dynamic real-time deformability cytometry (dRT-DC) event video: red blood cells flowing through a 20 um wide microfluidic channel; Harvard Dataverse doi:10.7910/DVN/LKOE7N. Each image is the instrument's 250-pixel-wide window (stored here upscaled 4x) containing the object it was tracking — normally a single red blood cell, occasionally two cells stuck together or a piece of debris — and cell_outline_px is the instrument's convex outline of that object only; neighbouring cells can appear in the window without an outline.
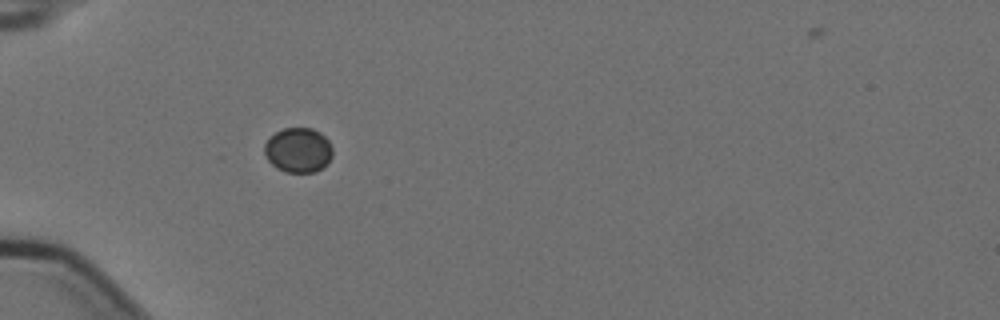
{"species": "Egyptian fruit bat (a non-hibernating species)", "species_latin": "Rousettus aegyptiacus", "temperature_condition": "cold", "stored_images_in_passage": 6, "camera_frame_rate_fps": 3000, "um_per_image_px": 0.085, "animal": {"sex": "female"}, "frame": {"image": 1, "passage_image": 5, "time_ms": 1.333, "image_size_px": [1000, 320], "cell_outline_px": [[332, 156], [328, 164], [316, 172], [284, 172], [276, 168], [268, 160], [264, 152], [264, 144], [276, 132], [284, 128], [312, 128], [320, 132], [328, 140], [332, 148]], "centroid_in_image_um": [25.37, 12.77], "position_along_channel_um": 59.6, "area_um2": 17.86}}
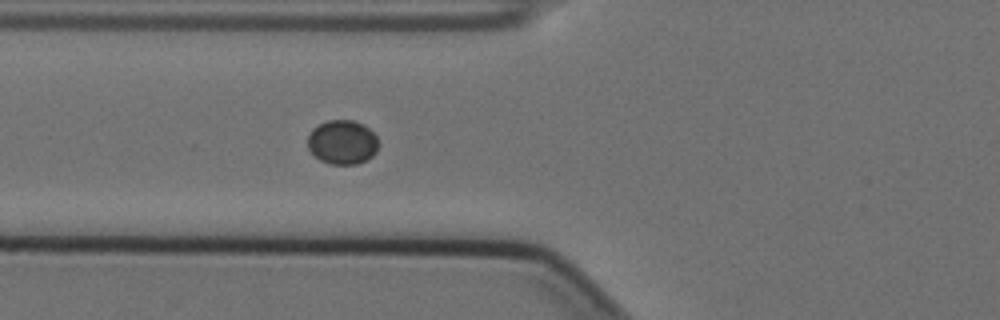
{"frame": {"image": 2, "passage_image": 6, "time_ms": 1.667, "image_size_px": [1000, 320], "cell_outline_px": [[376, 152], [372, 156], [356, 164], [328, 164], [320, 160], [308, 148], [308, 132], [312, 128], [328, 120], [352, 120], [368, 128], [376, 136]], "centroid_in_image_um": [29.06, 12.09], "position_along_channel_um": 96.7, "area_um2": 17.98}}